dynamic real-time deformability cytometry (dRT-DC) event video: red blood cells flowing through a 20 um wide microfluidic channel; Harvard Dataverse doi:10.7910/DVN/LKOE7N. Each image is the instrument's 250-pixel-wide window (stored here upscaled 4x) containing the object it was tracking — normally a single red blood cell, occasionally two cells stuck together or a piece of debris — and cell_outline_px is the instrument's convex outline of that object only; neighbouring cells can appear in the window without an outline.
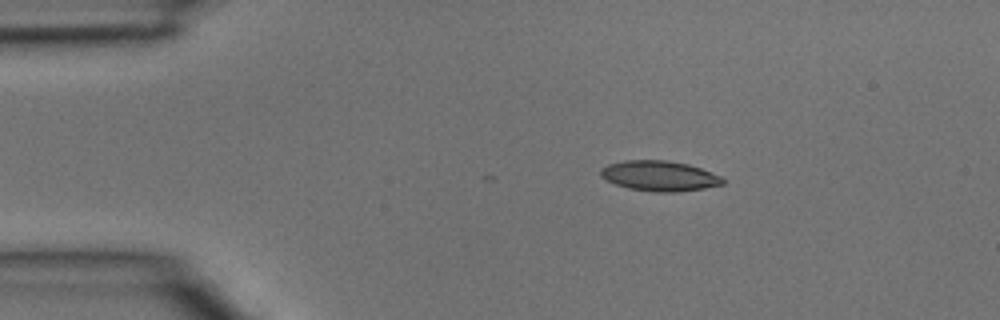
{"species": "common noctule bat (a hibernating species)", "species_latin": "Nyctalus noctula", "temperature_condition": "room temperature", "stored_images_in_passage": 2, "camera_frame_rate_fps": 3000, "um_per_image_px": 0.085, "animal": {"sex": "male", "body_mass_g": 15.6}, "frame": {"image": 1, "passage_image": 1, "time_ms": 0.0, "image_size_px": [1000, 320], "cell_outline_px": [[724, 184], [704, 188], [680, 192], [656, 192], [628, 188], [616, 184], [600, 176], [600, 168], [608, 164], [628, 160], [664, 160], [688, 164], [700, 168], [720, 176], [724, 180]], "centroid_in_image_um": [56.05, 14.95], "position_along_channel_um": 29.0, "area_um2": 21.39}}